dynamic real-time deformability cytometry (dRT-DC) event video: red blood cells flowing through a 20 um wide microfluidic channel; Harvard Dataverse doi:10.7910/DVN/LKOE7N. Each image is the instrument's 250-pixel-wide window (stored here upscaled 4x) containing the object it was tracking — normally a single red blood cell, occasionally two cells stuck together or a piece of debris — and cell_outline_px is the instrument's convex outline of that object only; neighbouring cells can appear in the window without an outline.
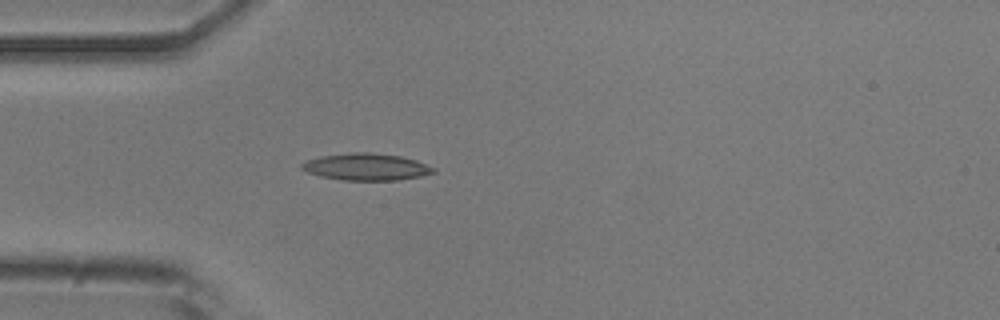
{"species": "common noctule bat (a hibernating species)", "species_latin": "Nyctalus noctula", "temperature_condition": "room temperature", "stored_images_in_passage": 5, "camera_frame_rate_fps": 3000, "um_per_image_px": 0.085, "animal": {"sex": "male", "body_mass_g": 20.5, "forearm_length_mm": 52.5}, "frame": {"image": 1, "passage_image": 5, "time_ms": 1.333, "image_size_px": [1000, 320], "cell_outline_px": [[436, 172], [420, 176], [400, 180], [344, 180], [320, 176], [308, 172], [300, 168], [300, 164], [308, 160], [320, 156], [352, 152], [368, 152], [400, 156], [416, 160], [436, 168]], "centroid_in_image_um": [31.14, 14.18], "position_along_channel_um": 53.9, "area_um2": 20.63}}